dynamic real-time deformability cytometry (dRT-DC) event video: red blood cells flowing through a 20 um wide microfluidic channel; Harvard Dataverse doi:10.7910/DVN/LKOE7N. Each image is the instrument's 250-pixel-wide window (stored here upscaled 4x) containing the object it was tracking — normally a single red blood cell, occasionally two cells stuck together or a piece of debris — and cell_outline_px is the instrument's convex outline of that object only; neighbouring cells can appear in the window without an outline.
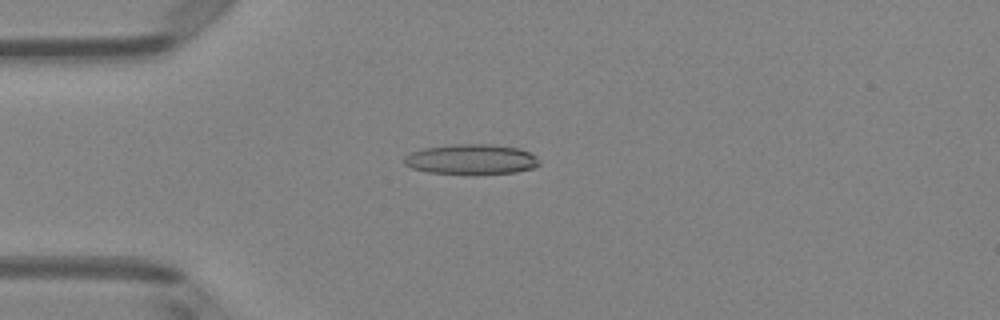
{"species": "Egyptian fruit bat (a non-hibernating species)", "species_latin": "Rousettus aegyptiacus", "temperature_condition": "room temperature", "stored_images_in_passage": 50, "camera_frame_rate_fps": 3000, "um_per_image_px": 0.085, "animal": {"sex": "female"}, "frame": {"image": 1, "passage_image": 13, "time_ms": 4.0, "image_size_px": [1000, 320], "cell_outline_px": [[540, 164], [536, 168], [516, 172], [428, 172], [412, 168], [404, 164], [404, 156], [412, 152], [424, 148], [452, 144], [492, 144], [520, 148], [536, 156], [540, 160]], "centroid_in_image_um": [40.09, 13.51], "position_along_channel_um": 44.9, "area_um2": 23.24}}
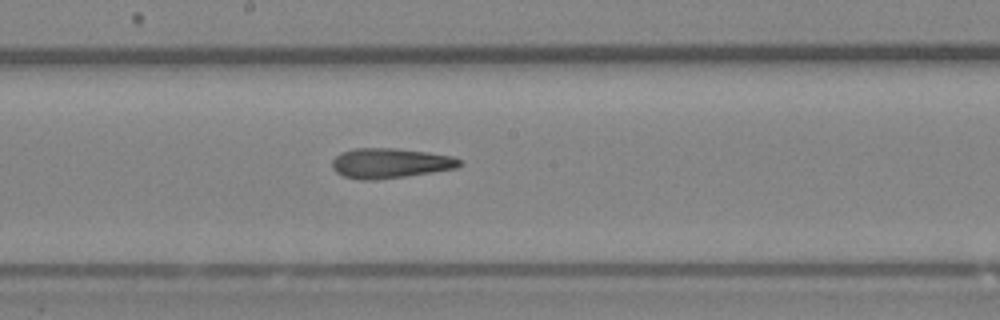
{"frame": {"image": 2, "passage_image": 27, "time_ms": 8.667, "image_size_px": [1000, 320], "cell_outline_px": [[464, 164], [456, 168], [432, 172], [376, 180], [360, 180], [344, 176], [336, 172], [332, 168], [332, 160], [340, 152], [352, 148], [396, 148], [428, 152], [452, 156], [460, 160]], "centroid_in_image_um": [33.14, 13.86], "position_along_channel_um": 215.1, "area_um2": 22.37}}
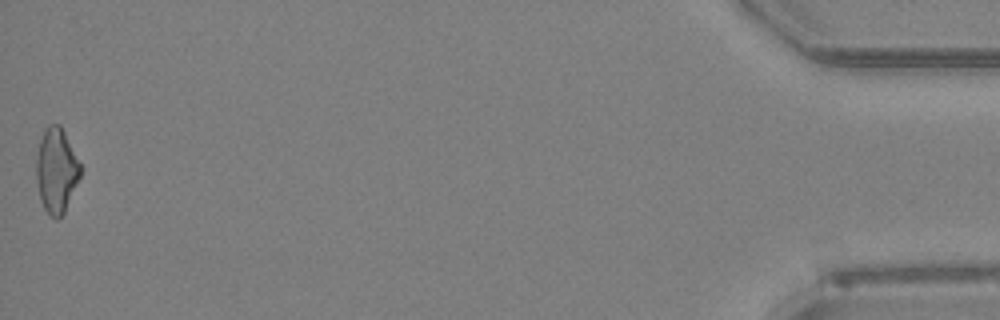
{"frame": {"image": 3, "passage_image": 50, "time_ms": 16.333, "image_size_px": [1000, 320], "cell_outline_px": [[80, 176], [64, 212], [56, 220], [48, 216], [40, 200], [36, 180], [36, 160], [40, 140], [44, 128], [48, 124], [60, 124], [80, 164]], "centroid_in_image_um": [4.76, 14.5], "position_along_channel_um": 430.4, "area_um2": 21.62}, "authors_computed_cell_mechanics": {"area_um2": 22.3108, "velocity_mm_per_s": 4.0735, "shape_relaxation_time_tau1_ms": null, "shape_relaxation_time_tau2_ms": 2.3709, "deformation_change_tau1": null, "deformation_change_tau2": 0.1394}}